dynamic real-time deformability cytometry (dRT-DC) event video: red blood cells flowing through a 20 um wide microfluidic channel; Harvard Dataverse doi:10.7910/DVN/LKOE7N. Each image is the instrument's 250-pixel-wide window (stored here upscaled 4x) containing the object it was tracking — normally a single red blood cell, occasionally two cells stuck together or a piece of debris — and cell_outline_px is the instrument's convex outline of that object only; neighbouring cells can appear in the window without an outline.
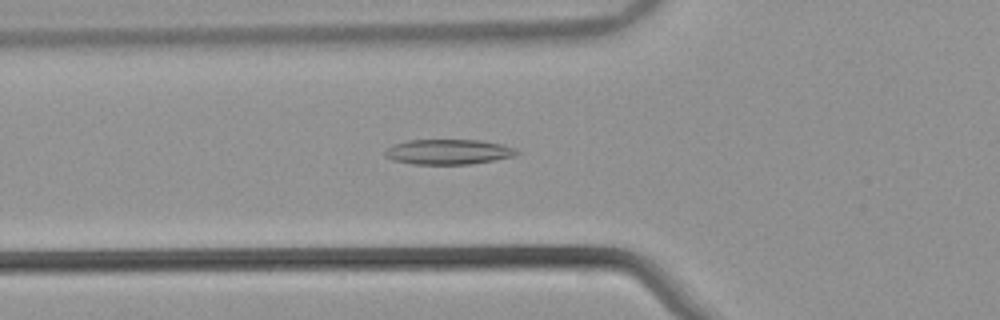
{"species": "common noctule bat (a hibernating species)", "species_latin": "Nyctalus noctula", "temperature_condition": "warm", "stored_images_in_passage": 53, "camera_frame_rate_fps": 3000, "um_per_image_px": 0.085, "animal": {"sex": "male", "body_mass_g": 21.5, "forearm_length_mm": 52.0}, "frame": {"image": 1, "passage_image": 19, "time_ms": 6.0, "image_size_px": [1000, 320], "cell_outline_px": [[520, 152], [516, 156], [468, 164], [412, 164], [392, 160], [384, 156], [384, 152], [392, 144], [408, 140], [480, 140], [500, 144], [516, 148]], "centroid_in_image_um": [38.09, 12.9], "position_along_channel_um": 87.7, "area_um2": 19.31}}
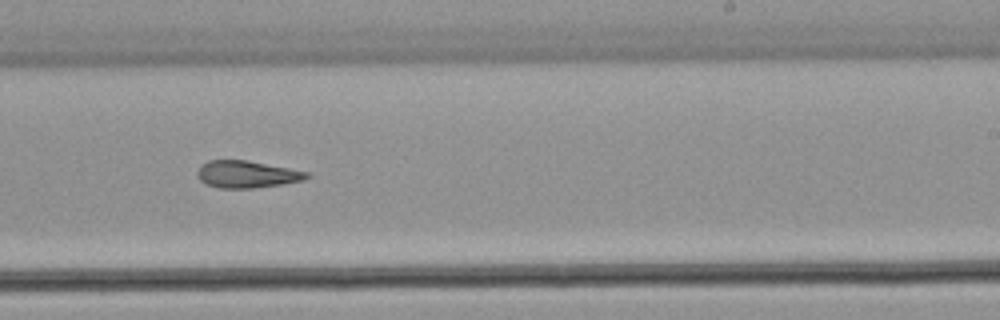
{"frame": {"image": 2, "passage_image": 33, "time_ms": 10.667, "image_size_px": [1000, 320], "cell_outline_px": [[312, 176], [304, 180], [280, 184], [252, 188], [220, 188], [208, 184], [200, 180], [196, 176], [196, 172], [200, 164], [208, 160], [248, 160], [308, 172]], "centroid_in_image_um": [20.95, 14.8], "position_along_channel_um": 268.1, "area_um2": 17.28}}
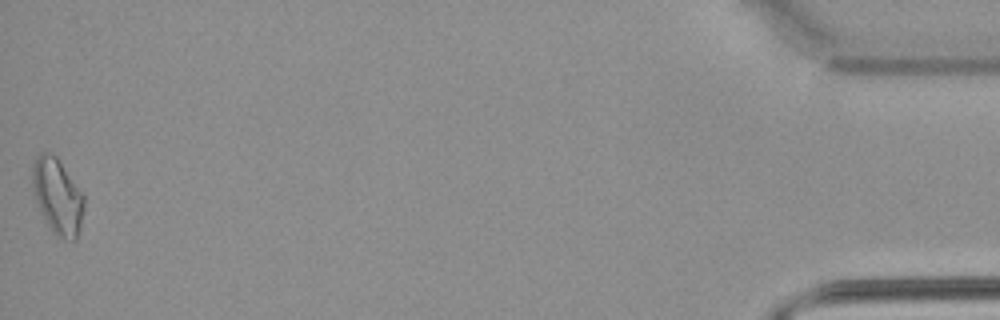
{"frame": {"image": 3, "passage_image": 53, "time_ms": 17.333, "image_size_px": [1000, 320], "cell_outline_px": [[84, 208], [80, 228], [76, 240], [64, 240], [56, 236], [48, 224], [36, 200], [32, 184], [32, 164], [36, 156], [40, 152], [48, 152], [56, 156], [84, 196]], "centroid_in_image_um": [4.89, 16.68], "position_along_channel_um": 430.3, "area_um2": 22.48}, "authors_computed_cell_mechanics": {"area_um2": 18.6116, "velocity_mm_per_s": 3.86, "shape_relaxation_time_tau1_ms": null, "shape_relaxation_time_tau2_ms": 7.5933, "deformation_change_tau1": null, "deformation_change_tau2": 0.1883}}